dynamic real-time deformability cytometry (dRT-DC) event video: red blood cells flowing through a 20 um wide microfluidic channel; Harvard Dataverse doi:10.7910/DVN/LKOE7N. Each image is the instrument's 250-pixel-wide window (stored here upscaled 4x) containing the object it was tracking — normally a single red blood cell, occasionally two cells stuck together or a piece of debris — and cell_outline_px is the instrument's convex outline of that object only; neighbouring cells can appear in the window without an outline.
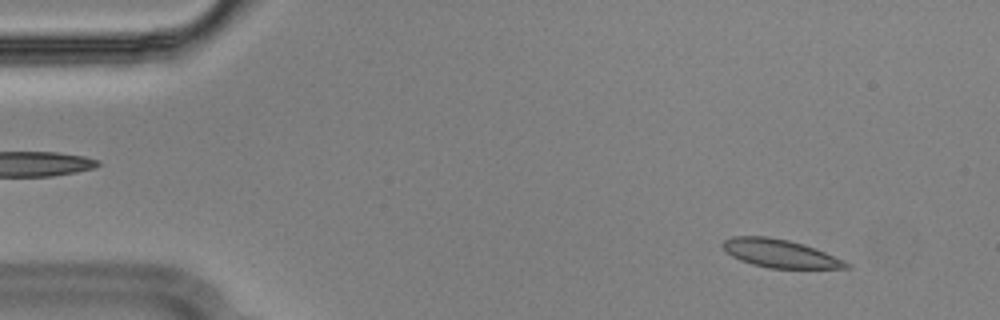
{"species": "Egyptian fruit bat (a non-hibernating species)", "species_latin": "Rousettus aegyptiacus", "temperature_condition": "cold", "stored_images_in_passage": 56, "camera_frame_rate_fps": 3000, "um_per_image_px": 0.085, "animal": {"sex": "male"}, "frame": {"image": 1, "passage_image": 6, "time_ms": 1.667, "image_size_px": [1000, 320], "cell_outline_px": [[852, 268], [768, 268], [752, 264], [740, 260], [732, 256], [720, 244], [724, 240], [732, 236], [768, 236], [788, 240], [804, 244], [844, 260], [852, 264]], "centroid_in_image_um": [66.3, 21.54], "position_along_channel_um": 18.7, "area_um2": 20.23}}
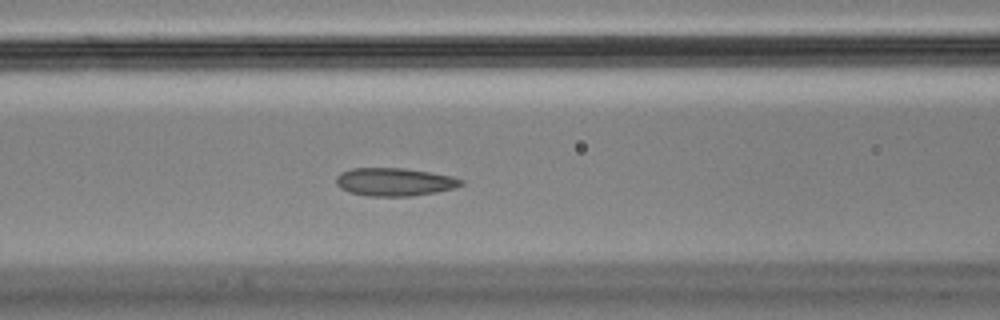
{"frame": {"image": 2, "passage_image": 23, "time_ms": 7.333, "image_size_px": [1000, 320], "cell_outline_px": [[464, 184], [456, 188], [436, 192], [412, 196], [368, 196], [348, 192], [340, 188], [336, 184], [336, 176], [340, 172], [352, 168], [404, 168], [452, 176], [464, 180]], "centroid_in_image_um": [33.53, 15.46], "position_along_channel_um": 133.1, "area_um2": 20.58}}
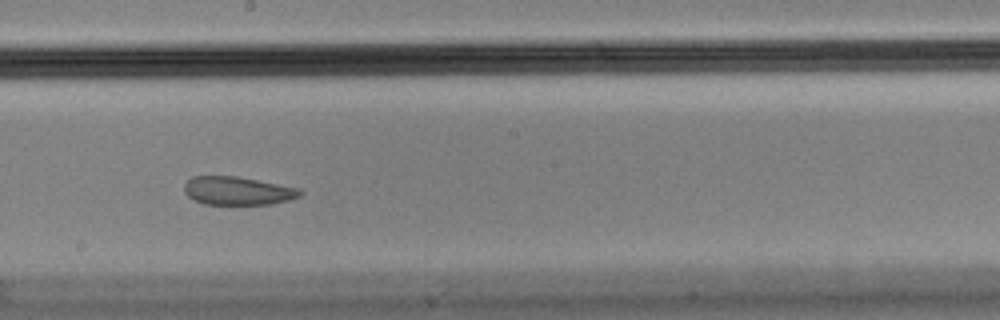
{"frame": {"image": 3, "passage_image": 31, "time_ms": 10.0, "image_size_px": [1000, 320], "cell_outline_px": [[304, 192], [300, 196], [288, 200], [272, 204], [204, 204], [188, 196], [184, 192], [184, 184], [192, 176], [236, 176], [296, 188]], "centroid_in_image_um": [20.17, 16.22], "position_along_channel_um": 228.0, "area_um2": 18.84}, "authors_computed_cell_mechanics": {"area_um2": 20.7791, "velocity_mm_per_s": 3.5655, "shape_relaxation_time_tau1_ms": null, "shape_relaxation_time_tau2_ms": 1.464, "deformation_change_tau1": null, "deformation_change_tau2": 0.0718}}